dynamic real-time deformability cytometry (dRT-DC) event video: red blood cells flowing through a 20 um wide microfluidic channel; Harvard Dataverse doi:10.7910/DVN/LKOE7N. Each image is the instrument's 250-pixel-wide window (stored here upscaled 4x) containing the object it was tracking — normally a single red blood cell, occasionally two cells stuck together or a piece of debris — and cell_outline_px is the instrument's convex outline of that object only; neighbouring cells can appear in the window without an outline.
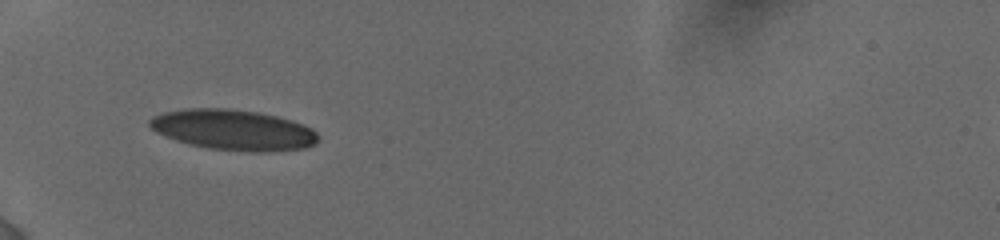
{"species": "human", "species_latin": "Homo sapiens", "temperature_condition": "cold", "stored_images_in_passage": 32, "camera_frame_rate_fps": 3000, "um_per_image_px": 0.085, "donor": {"sex": "female"}, "frame": {"image": 1, "passage_image": 1, "time_ms": 0.0, "image_size_px": [1000, 240], "cell_outline_px": [[320, 140], [316, 144], [308, 148], [268, 152], [256, 152], [208, 148], [176, 140], [156, 132], [148, 124], [148, 120], [152, 116], [164, 112], [184, 108], [228, 108], [260, 112], [292, 120], [304, 124], [312, 128], [320, 136]], "centroid_in_image_um": [19.89, 11.03], "position_along_channel_um": 65.1, "area_um2": 40.17}}
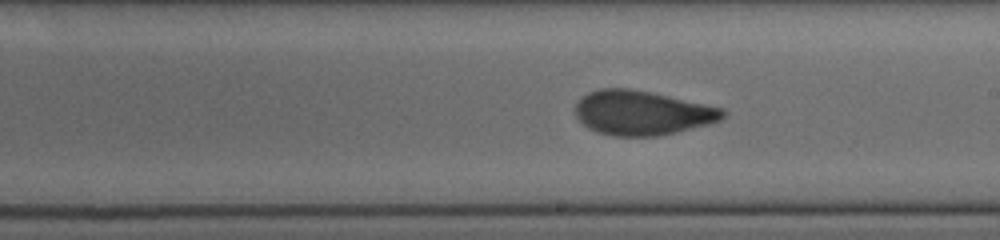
{"frame": {"image": 2, "passage_image": 20, "time_ms": 4.667, "image_size_px": [1000, 240], "cell_outline_px": [[728, 112], [720, 120], [708, 124], [676, 132], [656, 136], [616, 136], [596, 132], [588, 128], [576, 116], [576, 104], [588, 92], [600, 88], [628, 88], [648, 92], [724, 108]], "centroid_in_image_um": [54.58, 9.6], "position_along_channel_um": 234.4, "area_um2": 37.8}}
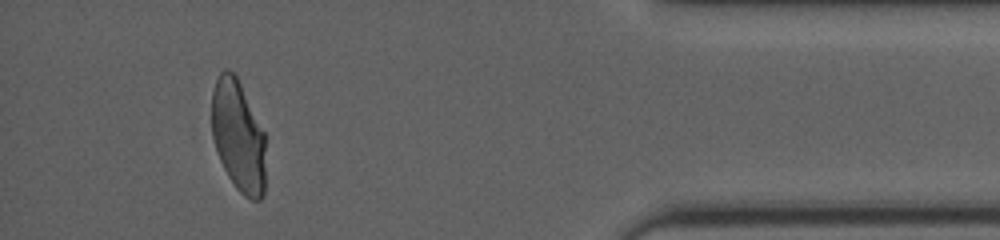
{"frame": {"image": 3, "passage_image": 31, "time_ms": 10.333, "image_size_px": [1000, 240], "cell_outline_px": [[264, 196], [260, 200], [252, 200], [244, 196], [236, 188], [228, 176], [220, 160], [212, 136], [212, 92], [216, 80], [220, 72], [224, 68], [228, 68], [236, 76], [264, 132]], "centroid_in_image_um": [20.24, 11.58], "position_along_channel_um": 415.0, "area_um2": 34.74}, "authors_computed_cell_mechanics": {"area_um2": 38.5237, "velocity_mm_per_s": 3.8676, "shape_relaxation_time_tau1_ms": 8.7406, "shape_relaxation_time_tau2_ms": 1.1141, "deformation_change_tau1": 0.2316, "deformation_change_tau2": 0.0607}}